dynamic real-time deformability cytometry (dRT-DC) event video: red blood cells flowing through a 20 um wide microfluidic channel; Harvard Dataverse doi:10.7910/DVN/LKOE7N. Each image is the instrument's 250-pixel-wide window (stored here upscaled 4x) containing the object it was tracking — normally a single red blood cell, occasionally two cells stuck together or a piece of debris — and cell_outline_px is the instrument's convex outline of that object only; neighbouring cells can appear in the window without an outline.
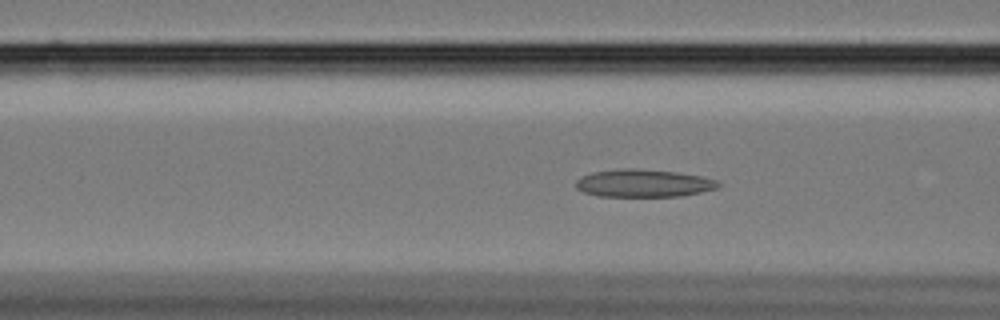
{"species": "Egyptian fruit bat (a non-hibernating species)", "species_latin": "Rousettus aegyptiacus", "temperature_condition": "cold", "stored_images_in_passage": 8, "camera_frame_rate_fps": 3000, "um_per_image_px": 0.085, "animal": {"sex": "female"}, "frame": {"image": 1, "passage_image": 4, "time_ms": 1.0, "image_size_px": [1000, 320], "cell_outline_px": [[724, 184], [716, 188], [700, 192], [680, 196], [596, 196], [584, 192], [576, 188], [576, 180], [580, 176], [592, 172], [616, 168], [636, 168], [676, 172], [700, 176], [716, 180]], "centroid_in_image_um": [54.66, 15.56], "position_along_channel_um": 111.9, "area_um2": 23.12}}